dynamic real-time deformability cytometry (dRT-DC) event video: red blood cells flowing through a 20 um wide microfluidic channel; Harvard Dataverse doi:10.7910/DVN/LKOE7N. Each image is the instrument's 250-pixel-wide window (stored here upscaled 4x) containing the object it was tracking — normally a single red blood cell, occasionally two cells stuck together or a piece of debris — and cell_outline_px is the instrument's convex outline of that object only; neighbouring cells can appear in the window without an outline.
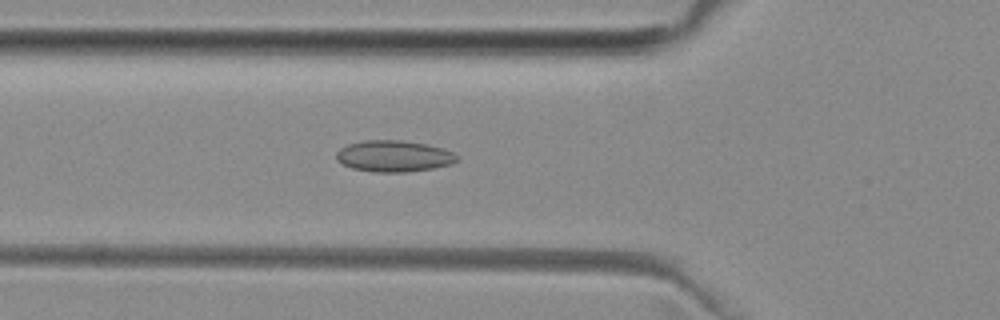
{"species": "common noctule bat (a hibernating species)", "species_latin": "Nyctalus noctula", "temperature_condition": "room temperature", "stored_images_in_passage": 51, "camera_frame_rate_fps": 3000, "um_per_image_px": 0.085, "animal": {"sex": "female", "body_mass_g": 29.2, "forearm_length_mm": 56.3}, "frame": {"image": 1, "passage_image": 18, "time_ms": 5.667, "image_size_px": [1000, 320], "cell_outline_px": [[456, 160], [452, 164], [432, 168], [408, 172], [372, 172], [352, 168], [336, 160], [336, 152], [340, 148], [348, 144], [364, 140], [404, 140], [428, 144], [452, 152], [456, 156]], "centroid_in_image_um": [33.44, 13.27], "position_along_channel_um": 92.4, "area_um2": 22.02}}
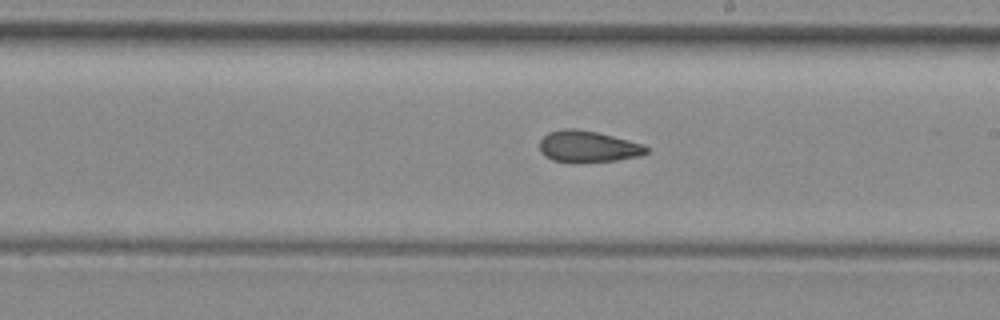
{"frame": {"image": 2, "passage_image": 29, "time_ms": 9.333, "image_size_px": [1000, 320], "cell_outline_px": [[648, 152], [640, 156], [616, 160], [552, 160], [544, 156], [540, 152], [540, 140], [548, 132], [564, 128], [576, 128], [596, 132], [612, 136], [640, 144], [648, 148]], "centroid_in_image_um": [49.93, 12.42], "position_along_channel_um": 239.1, "area_um2": 18.84}}
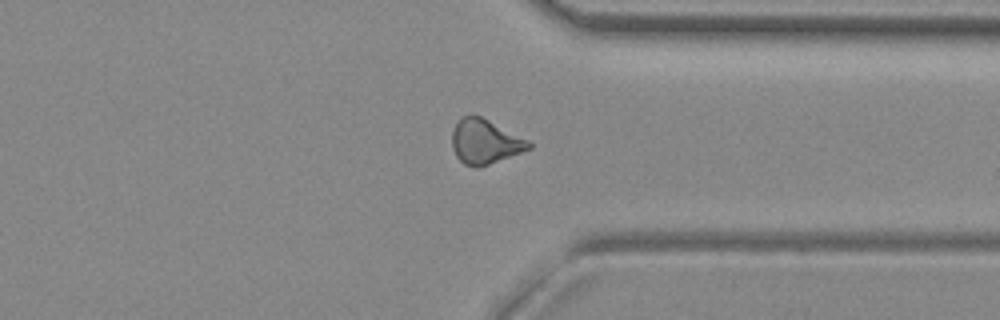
{"frame": {"image": 3, "passage_image": 39, "time_ms": 12.667, "image_size_px": [1000, 320], "cell_outline_px": [[532, 148], [488, 164], [476, 168], [464, 164], [456, 156], [452, 148], [452, 132], [456, 124], [464, 116], [480, 116], [528, 140], [532, 144]], "centroid_in_image_um": [41.21, 12.06], "position_along_channel_um": 370.2, "area_um2": 19.48}, "authors_computed_cell_mechanics": {"area_um2": 20.1144, "velocity_mm_per_s": 3.9924, "shape_relaxation_time_tau1_ms": null, "shape_relaxation_time_tau2_ms": 3.3188, "deformation_change_tau1": null, "deformation_change_tau2": 0.1009}}